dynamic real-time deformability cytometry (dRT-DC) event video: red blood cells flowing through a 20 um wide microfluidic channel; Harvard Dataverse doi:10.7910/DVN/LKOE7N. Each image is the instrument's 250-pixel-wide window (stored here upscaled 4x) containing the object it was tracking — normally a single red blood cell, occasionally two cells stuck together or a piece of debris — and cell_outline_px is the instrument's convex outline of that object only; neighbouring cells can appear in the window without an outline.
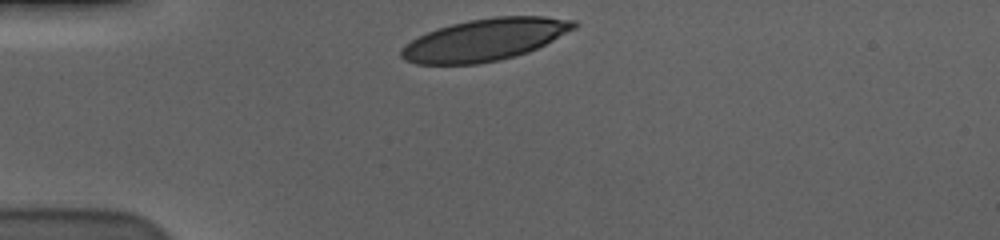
{"species": "human", "species_latin": "Homo sapiens", "temperature_condition": "cold", "stored_images_in_passage": 33, "camera_frame_rate_fps": 3000, "um_per_image_px": 0.085, "donor": {"sex": "male"}, "frame": {"image": 1, "passage_image": 1, "time_ms": 0.0, "image_size_px": [1000, 240], "cell_outline_px": [[580, 24], [576, 28], [528, 52], [496, 60], [476, 64], [416, 64], [404, 60], [400, 56], [400, 52], [404, 44], [428, 32], [452, 24], [468, 20], [496, 16], [544, 16], [576, 20]], "centroid_in_image_um": [41.22, 3.37], "position_along_channel_um": 43.8, "area_um2": 41.96}}
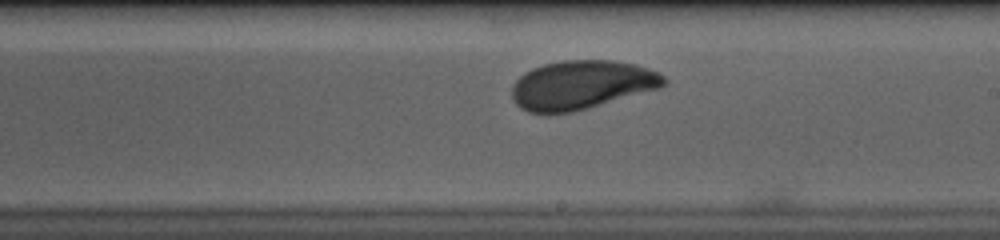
{"frame": {"image": 2, "passage_image": 20, "time_ms": 6.333, "image_size_px": [1000, 240], "cell_outline_px": [[668, 80], [660, 88], [588, 108], [572, 112], [528, 112], [520, 108], [516, 104], [512, 96], [512, 84], [524, 72], [532, 68], [544, 64], [564, 60], [612, 60], [636, 64], [660, 72]], "centroid_in_image_um": [49.44, 7.2], "position_along_channel_um": 239.6, "area_um2": 43.23}}
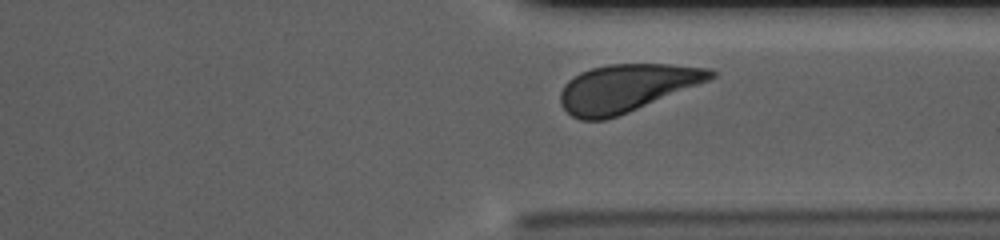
{"frame": {"image": 3, "passage_image": 30, "time_ms": 9.667, "image_size_px": [1000, 240], "cell_outline_px": [[716, 76], [708, 80], [628, 112], [604, 120], [580, 120], [572, 116], [560, 104], [560, 92], [564, 84], [568, 80], [580, 72], [592, 68], [608, 64], [668, 64], [712, 68], [716, 72]], "centroid_in_image_um": [53.22, 7.47], "position_along_channel_um": 358.2, "area_um2": 41.33}, "authors_computed_cell_mechanics": {"area_um2": 42.9454, "velocity_mm_per_s": 3.5509, "shape_relaxation_time_tau1_ms": 3.5672, "shape_relaxation_time_tau2_ms": 1.7491, "deformation_change_tau1": 0.1512, "deformation_change_tau2": 0.0694}}